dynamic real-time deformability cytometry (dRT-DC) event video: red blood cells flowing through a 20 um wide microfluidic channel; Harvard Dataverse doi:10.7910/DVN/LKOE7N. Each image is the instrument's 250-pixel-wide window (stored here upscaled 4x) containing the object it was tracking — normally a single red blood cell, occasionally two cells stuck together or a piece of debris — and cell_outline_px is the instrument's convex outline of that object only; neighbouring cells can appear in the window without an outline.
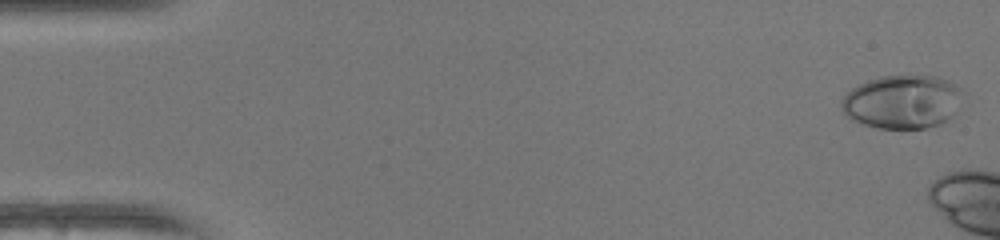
{"species": "human", "species_latin": "Homo sapiens", "temperature_condition": "warm", "stored_images_in_passage": 7, "camera_frame_rate_fps": 3000, "um_per_image_px": 0.085, "donor": {"sex": "female"}, "frame": {"image": 1, "passage_image": 2, "time_ms": 0.333, "image_size_px": [1000, 240], "cell_outline_px": [[964, 92], [956, 112], [948, 120], [940, 124], [924, 128], [876, 128], [852, 120], [840, 108], [840, 100], [852, 88], [868, 80], [880, 76], [936, 76], [948, 80], [956, 84]], "centroid_in_image_um": [76.72, 8.65], "position_along_channel_um": 8.3, "area_um2": 38.03}}